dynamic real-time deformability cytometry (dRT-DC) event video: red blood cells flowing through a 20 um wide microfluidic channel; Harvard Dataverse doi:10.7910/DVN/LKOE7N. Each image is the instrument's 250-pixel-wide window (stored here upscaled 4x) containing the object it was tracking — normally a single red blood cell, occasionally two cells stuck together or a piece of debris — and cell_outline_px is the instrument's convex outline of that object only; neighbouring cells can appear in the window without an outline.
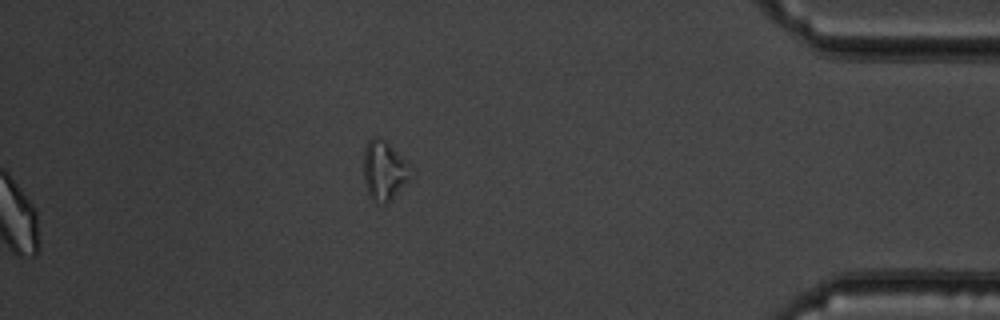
{"species": "common noctule bat (a hibernating species)", "species_latin": "Nyctalus noctula", "temperature_condition": "warm", "stored_images_in_passage": 50, "segment_of_instrument_passage": [2, 2], "camera_frame_rate_fps": 3000, "um_per_image_px": 0.085, "animal": {"sex": "male", "body_mass_g": 19.5, "forearm_length_mm": 54.6}, "frame": {"image": 1, "passage_image": 50, "time_ms": 16.333, "image_size_px": [1000, 320], "cell_outline_px": [[408, 180], [384, 204], [372, 200], [364, 184], [364, 148], [368, 140], [372, 136], [376, 136], [384, 140], [408, 164]], "centroid_in_image_um": [32.57, 14.46], "position_along_channel_um": 402.6, "area_um2": 15.49}}